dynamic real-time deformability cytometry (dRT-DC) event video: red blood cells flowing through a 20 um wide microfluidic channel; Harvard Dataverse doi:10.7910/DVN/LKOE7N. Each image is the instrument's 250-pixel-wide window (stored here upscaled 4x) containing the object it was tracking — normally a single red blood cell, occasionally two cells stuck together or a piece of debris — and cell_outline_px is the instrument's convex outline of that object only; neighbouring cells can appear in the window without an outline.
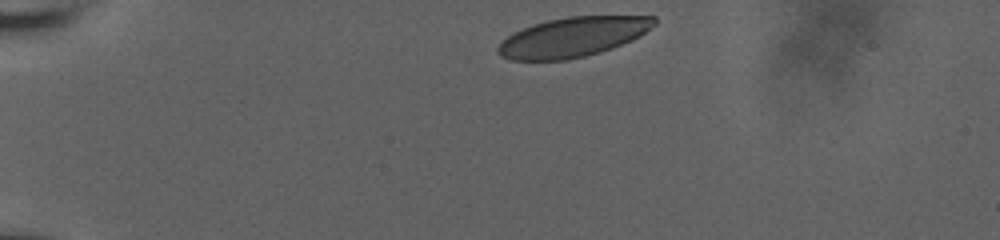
{"species": "human", "species_latin": "Homo sapiens", "temperature_condition": "room temperature", "stored_images_in_passage": 37, "camera_frame_rate_fps": 3000, "um_per_image_px": 0.085, "donor": {"sex": "male"}, "frame": {"image": 1, "passage_image": 1, "time_ms": 0.0, "image_size_px": [1000, 240], "cell_outline_px": [[656, 24], [640, 36], [632, 40], [612, 48], [600, 52], [568, 60], [512, 60], [500, 56], [496, 52], [496, 48], [512, 32], [532, 24], [548, 20], [568, 16], [656, 16]], "centroid_in_image_um": [48.68, 3.15], "position_along_channel_um": 36.3, "area_um2": 36.18}}
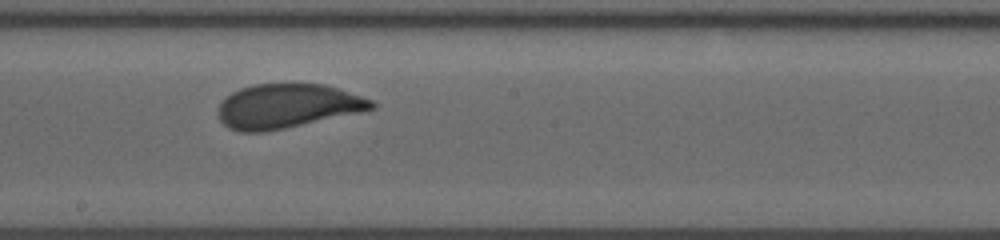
{"frame": {"image": 2, "passage_image": 22, "time_ms": 7.0, "image_size_px": [1000, 240], "cell_outline_px": [[376, 108], [360, 112], [284, 128], [264, 132], [240, 132], [228, 128], [220, 120], [216, 112], [220, 104], [232, 92], [240, 88], [252, 84], [324, 84], [340, 88], [372, 100], [376, 104]], "centroid_in_image_um": [24.41, 9.01], "position_along_channel_um": 223.8, "area_um2": 39.48}}
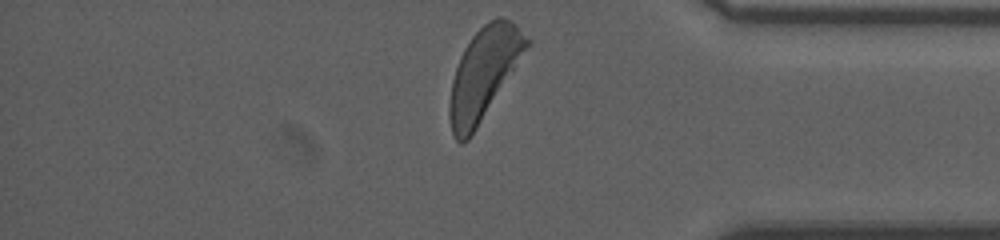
{"frame": {"image": 3, "passage_image": 37, "time_ms": 12.0, "image_size_px": [1000, 240], "cell_outline_px": [[532, 40], [476, 128], [468, 140], [460, 144], [452, 136], [448, 116], [448, 104], [452, 80], [460, 56], [464, 48], [472, 36], [488, 20], [500, 16], [504, 16], [512, 20]], "centroid_in_image_um": [41.09, 6.22], "position_along_channel_um": 394.1, "area_um2": 40.52}, "authors_computed_cell_mechanics": {"area_um2": 40.171, "velocity_mm_per_s": 3.6988, "shape_relaxation_time_tau1_ms": 3.9617, "shape_relaxation_time_tau2_ms": null, "deformation_change_tau1": 0.1652, "deformation_change_tau2": null}}